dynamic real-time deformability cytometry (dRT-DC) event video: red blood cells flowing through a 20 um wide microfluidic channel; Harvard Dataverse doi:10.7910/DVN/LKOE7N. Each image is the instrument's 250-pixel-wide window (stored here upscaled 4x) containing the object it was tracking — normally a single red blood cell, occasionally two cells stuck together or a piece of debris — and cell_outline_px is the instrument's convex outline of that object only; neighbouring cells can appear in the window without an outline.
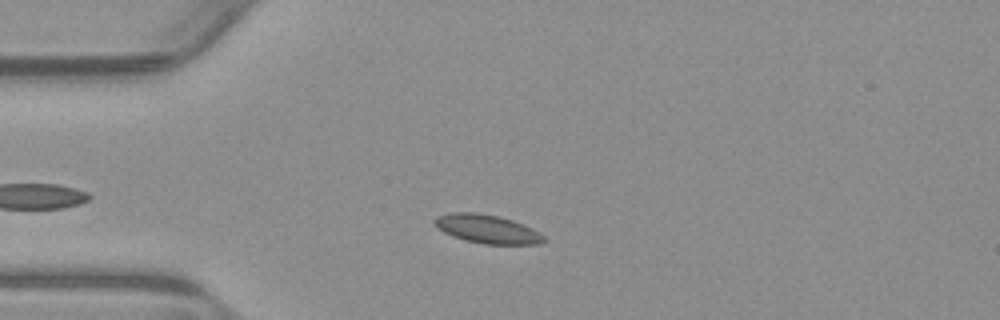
{"species": "common noctule bat (a hibernating species)", "species_latin": "Nyctalus noctula", "temperature_condition": "warm", "stored_images_in_passage": 38, "camera_frame_rate_fps": 3000, "um_per_image_px": 0.085, "animal": {"sex": "male", "body_mass_g": 23.1, "forearm_length_mm": 52.7}, "frame": {"image": 1, "passage_image": 9, "time_ms": 2.667, "image_size_px": [1000, 320], "cell_outline_px": [[548, 240], [540, 244], [484, 244], [464, 240], [452, 236], [436, 228], [432, 224], [432, 220], [436, 216], [452, 212], [476, 212], [500, 216], [524, 224], [532, 228], [544, 236]], "centroid_in_image_um": [41.38, 19.46], "position_along_channel_um": 43.6, "area_um2": 18.55}}
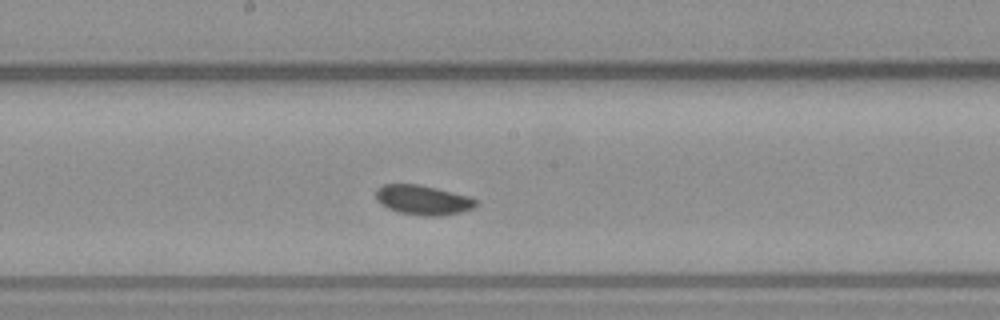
{"frame": {"image": 2, "passage_image": 24, "time_ms": 7.667, "image_size_px": [1000, 320], "cell_outline_px": [[480, 204], [472, 208], [460, 212], [440, 216], [424, 216], [400, 212], [388, 208], [380, 204], [376, 200], [376, 188], [384, 184], [420, 184], [468, 196], [476, 200]], "centroid_in_image_um": [35.93, 16.99], "position_along_channel_um": 212.3, "area_um2": 17.28}}
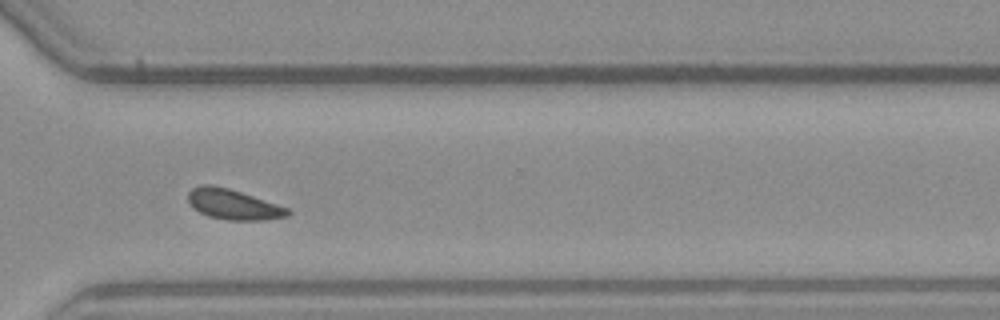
{"frame": {"image": 3, "passage_image": 35, "time_ms": 11.333, "image_size_px": [1000, 320], "cell_outline_px": [[292, 212], [288, 216], [264, 220], [228, 220], [208, 216], [192, 208], [188, 200], [188, 192], [192, 188], [200, 184], [212, 184], [228, 188], [288, 208]], "centroid_in_image_um": [19.79, 17.37], "position_along_channel_um": 350.8, "area_um2": 17.51}, "authors_computed_cell_mechanics": {"area_um2": 17.3689, "velocity_mm_per_s": 3.779, "shape_relaxation_time_tau1_ms": 3.1937, "shape_relaxation_time_tau2_ms": null, "deformation_change_tau1": 0.0392, "deformation_change_tau2": null}}